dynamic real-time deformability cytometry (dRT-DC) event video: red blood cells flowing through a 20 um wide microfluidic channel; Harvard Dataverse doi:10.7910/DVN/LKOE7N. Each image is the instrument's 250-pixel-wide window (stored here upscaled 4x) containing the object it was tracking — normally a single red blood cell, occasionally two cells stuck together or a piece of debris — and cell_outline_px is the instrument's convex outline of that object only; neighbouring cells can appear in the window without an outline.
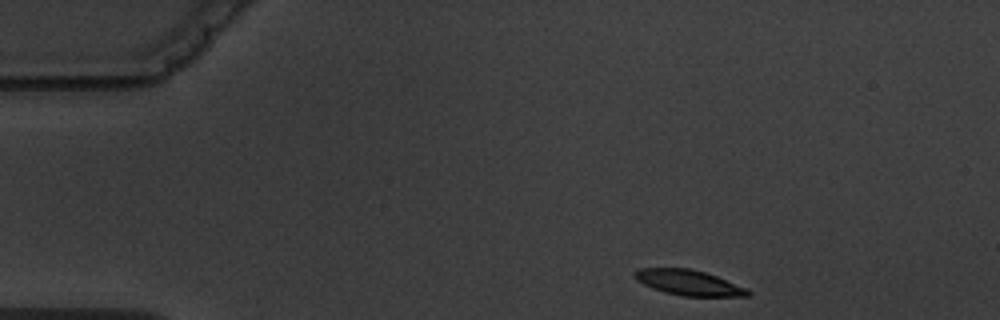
{"species": "common noctule bat (a hibernating species)", "species_latin": "Nyctalus noctula", "temperature_condition": "warm", "stored_images_in_passage": 4, "camera_frame_rate_fps": 3000, "um_per_image_px": 0.085, "animal": {"sex": "male", "body_mass_g": 19.5, "forearm_length_mm": 54.6}, "frame": {"image": 1, "passage_image": 1, "time_ms": 0.0, "image_size_px": [1000, 320], "cell_outline_px": [[752, 292], [748, 296], [680, 296], [664, 292], [652, 288], [644, 284], [632, 276], [632, 272], [640, 268], [688, 268], [704, 272], [716, 276], [748, 288]], "centroid_in_image_um": [58.53, 24.02], "position_along_channel_um": 26.5, "area_um2": 16.76}}
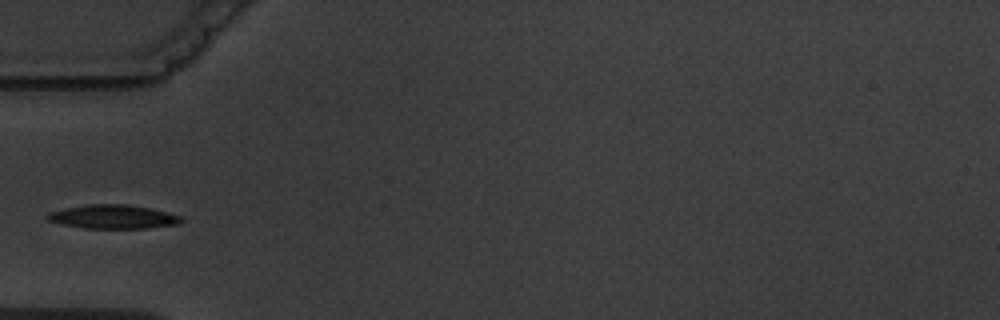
{"frame": {"image": 2, "passage_image": 4, "time_ms": 3.333, "image_size_px": [1000, 320], "cell_outline_px": [[184, 220], [176, 224], [148, 228], [84, 228], [64, 224], [48, 220], [44, 216], [48, 212], [64, 208], [88, 204], [128, 204], [152, 208], [168, 212], [180, 216]], "centroid_in_image_um": [9.6, 18.41], "position_along_channel_um": 75.4, "area_um2": 18.61}}